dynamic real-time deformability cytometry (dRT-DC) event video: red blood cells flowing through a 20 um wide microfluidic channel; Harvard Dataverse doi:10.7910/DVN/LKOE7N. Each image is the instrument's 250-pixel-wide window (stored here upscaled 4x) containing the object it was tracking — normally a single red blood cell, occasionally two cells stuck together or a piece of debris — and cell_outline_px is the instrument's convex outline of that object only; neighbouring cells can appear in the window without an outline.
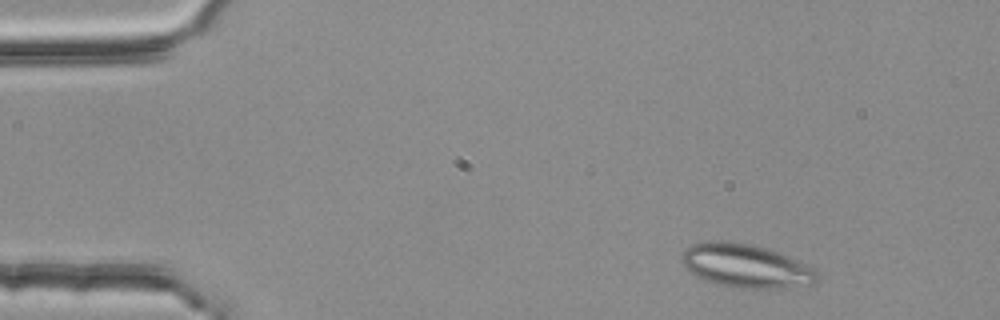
{"species": "common noctule bat (a hibernating species)", "species_latin": "Nyctalus noctula", "temperature_condition": "room temperature", "stored_images_in_passage": 4, "camera_frame_rate_fps": 3000, "um_per_image_px": 0.085, "animal": {"sex": "female", "body_mass_g": 25.1}, "frame": {"image": 1, "passage_image": 1, "time_ms": 0.0, "image_size_px": [1000, 320], "cell_outline_px": [[816, 280], [812, 284], [772, 288], [740, 288], [720, 284], [704, 280], [684, 268], [680, 260], [684, 252], [692, 244], [708, 240], [724, 240], [752, 244], [768, 248], [816, 268]], "centroid_in_image_um": [63.36, 22.57], "position_along_channel_um": 21.6, "area_um2": 34.22}}